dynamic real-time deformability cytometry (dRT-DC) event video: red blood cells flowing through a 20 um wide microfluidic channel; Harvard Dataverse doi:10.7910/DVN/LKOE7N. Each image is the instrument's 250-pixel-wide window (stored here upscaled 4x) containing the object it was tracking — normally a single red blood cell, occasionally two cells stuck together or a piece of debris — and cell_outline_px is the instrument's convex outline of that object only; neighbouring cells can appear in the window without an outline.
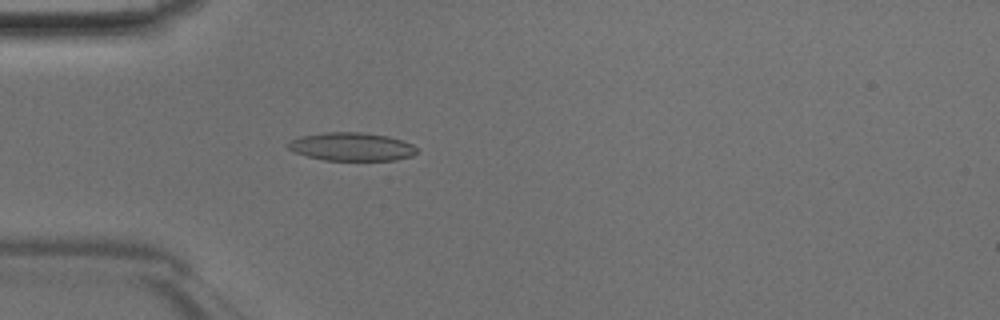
{"species": "Egyptian fruit bat (a non-hibernating species)", "species_latin": "Rousettus aegyptiacus", "temperature_condition": "room temperature", "stored_images_in_passage": 47, "camera_frame_rate_fps": 3000, "um_per_image_px": 0.085, "animal": {"sex": "male"}, "frame": {"image": 1, "passage_image": 14, "time_ms": 4.333, "image_size_px": [1000, 320], "cell_outline_px": [[420, 148], [412, 156], [396, 160], [324, 160], [292, 152], [288, 148], [288, 144], [292, 140], [300, 136], [324, 132], [360, 132], [388, 136], [412, 144]], "centroid_in_image_um": [29.9, 12.47], "position_along_channel_um": 55.1, "area_um2": 21.21}}
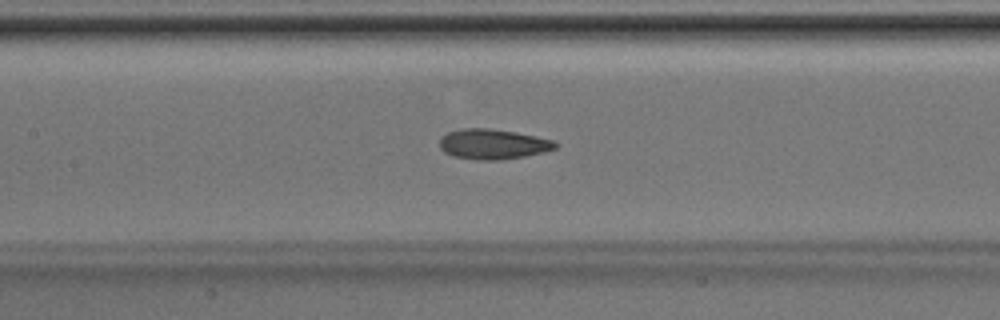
{"frame": {"image": 2, "passage_image": 22, "time_ms": 7.0, "image_size_px": [1000, 320], "cell_outline_px": [[556, 148], [544, 152], [524, 156], [500, 160], [476, 160], [452, 156], [444, 152], [440, 148], [440, 136], [448, 132], [464, 128], [488, 128], [516, 132], [536, 136], [552, 140], [556, 144]], "centroid_in_image_um": [41.86, 12.25], "position_along_channel_um": 165.5, "area_um2": 20.35}}
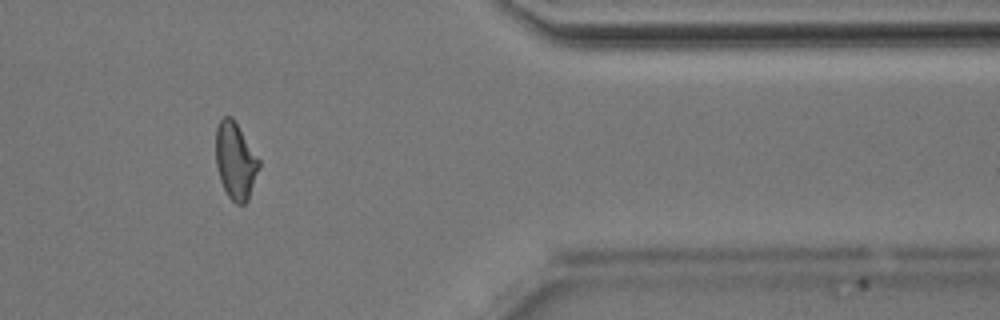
{"frame": {"image": 3, "passage_image": 39, "time_ms": 12.667, "image_size_px": [1000, 320], "cell_outline_px": [[260, 168], [248, 200], [244, 204], [236, 204], [228, 196], [220, 180], [216, 164], [216, 128], [220, 120], [224, 116], [232, 116], [260, 160]], "centroid_in_image_um": [20.02, 13.67], "position_along_channel_um": 391.4, "area_um2": 19.36}}